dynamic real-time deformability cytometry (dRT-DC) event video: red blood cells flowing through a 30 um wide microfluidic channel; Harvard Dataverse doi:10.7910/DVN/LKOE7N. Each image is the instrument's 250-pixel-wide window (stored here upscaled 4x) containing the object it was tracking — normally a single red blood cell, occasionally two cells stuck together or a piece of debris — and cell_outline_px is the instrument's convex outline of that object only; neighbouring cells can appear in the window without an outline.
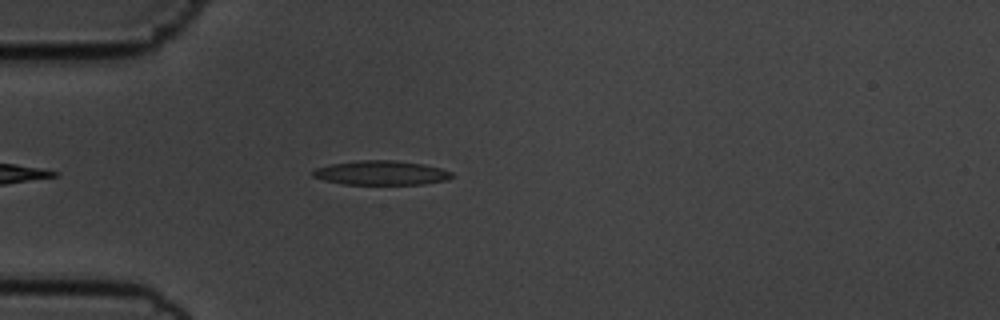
{"species": "common noctule bat (a hibernating species)", "species_latin": "Nyctalus noctula", "temperature_condition": "cold", "stored_images_in_passage": 41, "camera_frame_rate_fps": 3000, "um_per_image_px": 0.085, "animal": {"sex": "male", "body_mass_g": 19.5, "forearm_length_mm": 54.6}, "frame": {"image": 1, "passage_image": 4, "time_ms": 1.0, "image_size_px": [1000, 320], "cell_outline_px": [[456, 176], [448, 180], [424, 184], [344, 184], [324, 180], [312, 176], [312, 172], [316, 168], [332, 164], [360, 160], [396, 160], [424, 164], [440, 168], [452, 172]], "centroid_in_image_um": [32.46, 14.69], "position_along_channel_um": 52.5, "area_um2": 19.71}}
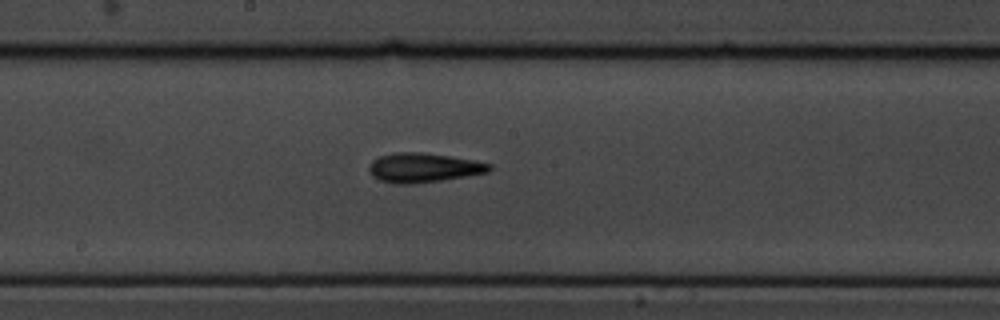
{"frame": {"image": 2, "passage_image": 18, "time_ms": 5.667, "image_size_px": [1000, 320], "cell_outline_px": [[492, 168], [488, 172], [440, 180], [412, 184], [396, 184], [380, 180], [372, 176], [368, 172], [368, 168], [372, 160], [380, 156], [396, 152], [420, 152], [448, 156], [472, 160], [492, 164]], "centroid_in_image_um": [35.94, 14.25], "position_along_channel_um": 212.3, "area_um2": 20.4}}
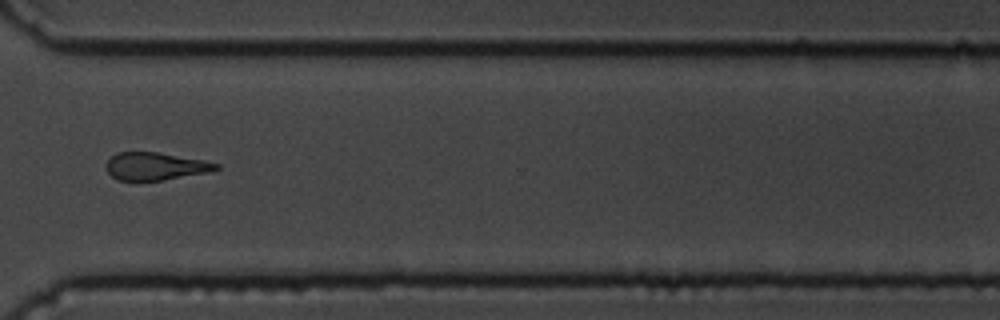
{"frame": {"image": 3, "passage_image": 30, "time_ms": 9.667, "image_size_px": [1000, 320], "cell_outline_px": [[220, 168], [212, 172], [160, 180], [116, 180], [104, 168], [108, 160], [116, 152], [156, 152], [204, 160], [220, 164]], "centroid_in_image_um": [13.22, 14.13], "position_along_channel_um": 357.4, "area_um2": 17.74}, "authors_computed_cell_mechanics": {"area_um2": 18.8428, "velocity_mm_per_s": 3.6362, "shape_relaxation_time_tau1_ms": 3.8355, "shape_relaxation_time_tau2_ms": 6.4766, "deformation_change_tau1": 0.135, "deformation_change_tau2": 0.1733}}